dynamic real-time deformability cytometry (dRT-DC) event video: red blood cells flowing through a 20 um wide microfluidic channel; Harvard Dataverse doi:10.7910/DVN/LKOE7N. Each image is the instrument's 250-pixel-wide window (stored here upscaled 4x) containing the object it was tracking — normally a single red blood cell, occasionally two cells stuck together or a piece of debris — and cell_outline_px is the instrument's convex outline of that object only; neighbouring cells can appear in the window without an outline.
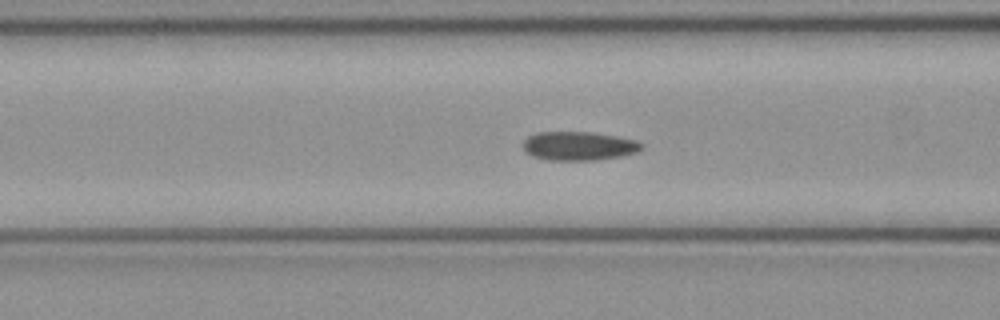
{"species": "common noctule bat (a hibernating species)", "species_latin": "Nyctalus noctula", "temperature_condition": "cold", "stored_images_in_passage": 46, "segment_of_instrument_passage": [1, 2], "camera_frame_rate_fps": 3000, "um_per_image_px": 0.085, "animal": {"sex": "female", "body_mass_g": 21.9}, "frame": {"image": 1, "passage_image": 14, "time_ms": 4.333, "image_size_px": [1000, 320], "cell_outline_px": [[644, 148], [636, 152], [620, 156], [596, 160], [548, 160], [532, 156], [524, 152], [520, 144], [528, 136], [536, 132], [592, 132], [616, 136], [636, 140]], "centroid_in_image_um": [49.12, 12.4], "position_along_channel_um": 117.5, "area_um2": 20.06}}
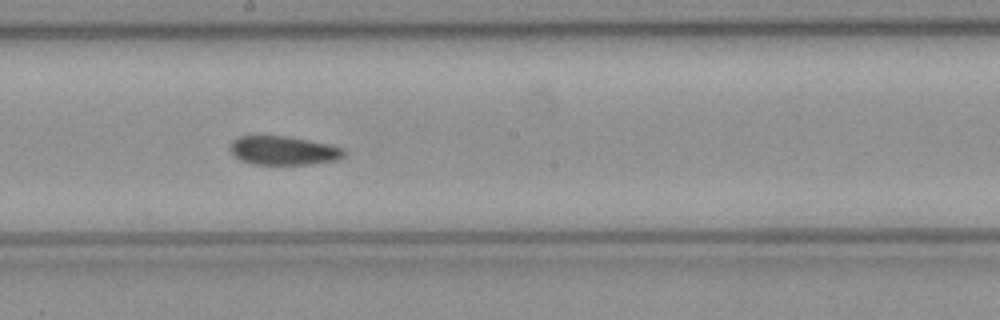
{"frame": {"image": 2, "passage_image": 22, "time_ms": 7.0, "image_size_px": [1000, 320], "cell_outline_px": [[344, 156], [336, 160], [308, 164], [252, 164], [240, 160], [228, 148], [228, 144], [232, 140], [240, 136], [284, 136], [308, 140], [328, 144], [344, 148]], "centroid_in_image_um": [24.05, 12.79], "position_along_channel_um": 224.2, "area_um2": 19.02}}
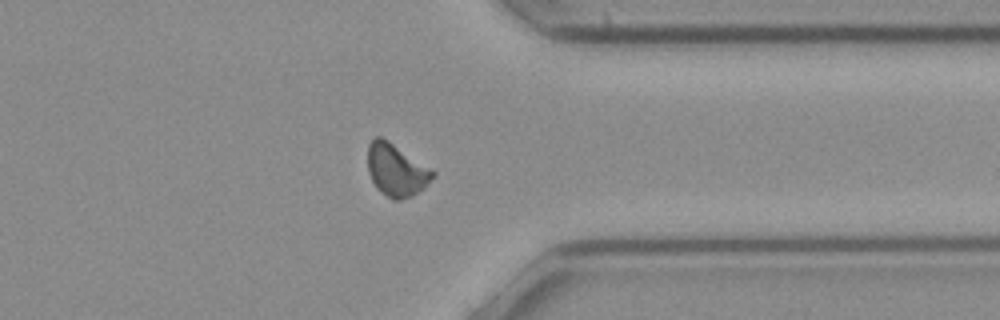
{"frame": {"image": 3, "passage_image": 34, "time_ms": 11.0, "image_size_px": [1000, 320], "cell_outline_px": [[436, 176], [424, 188], [412, 196], [400, 200], [392, 200], [380, 192], [376, 188], [368, 172], [368, 144], [376, 136], [380, 136], [388, 140], [436, 172]], "centroid_in_image_um": [33.69, 14.47], "position_along_channel_um": 377.7, "area_um2": 19.94}}